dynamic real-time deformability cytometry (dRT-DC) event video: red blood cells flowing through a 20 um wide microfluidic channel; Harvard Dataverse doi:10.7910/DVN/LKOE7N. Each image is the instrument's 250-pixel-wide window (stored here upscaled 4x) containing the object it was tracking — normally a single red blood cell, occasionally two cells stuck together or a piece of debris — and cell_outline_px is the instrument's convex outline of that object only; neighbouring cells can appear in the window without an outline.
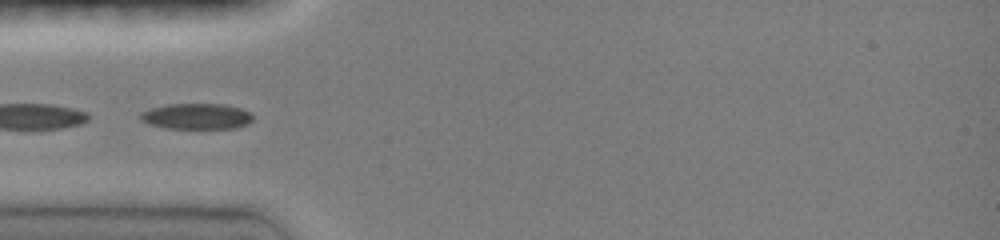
{"species": "common noctule bat (a hibernating species)", "species_latin": "Nyctalus noctula", "temperature_condition": "room temperature", "stored_images_in_passage": 31, "camera_frame_rate_fps": 3000, "um_per_image_px": 0.085, "animal": {"sex": "female", "body_mass_g": 19.0, "forearm_length_mm": 51.5}, "frame": {"image": 1, "passage_image": 1, "time_ms": 0.0, "image_size_px": [1000, 240], "cell_outline_px": [[252, 120], [248, 124], [236, 128], [164, 128], [148, 124], [140, 120], [140, 112], [152, 108], [168, 104], [224, 104], [240, 108], [248, 112], [252, 116]], "centroid_in_image_um": [16.68, 9.89], "position_along_channel_um": 68.3, "area_um2": 16.88}}
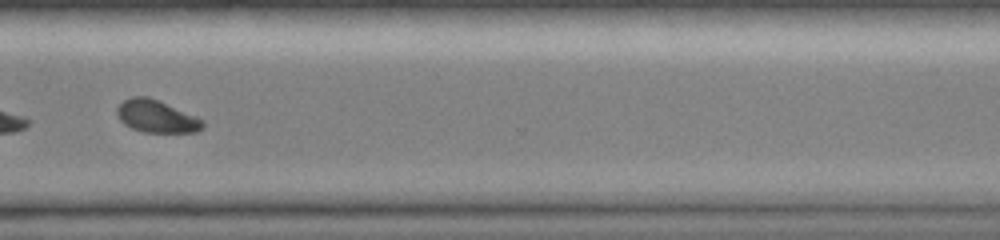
{"frame": {"image": 2, "passage_image": 22, "time_ms": 7.0, "image_size_px": [1000, 240], "cell_outline_px": [[204, 128], [196, 132], [144, 132], [132, 128], [124, 124], [120, 120], [116, 112], [116, 108], [124, 100], [132, 96], [148, 96], [160, 100], [196, 116], [204, 120]], "centroid_in_image_um": [13.31, 9.88], "position_along_channel_um": 357.3, "area_um2": 16.36}}